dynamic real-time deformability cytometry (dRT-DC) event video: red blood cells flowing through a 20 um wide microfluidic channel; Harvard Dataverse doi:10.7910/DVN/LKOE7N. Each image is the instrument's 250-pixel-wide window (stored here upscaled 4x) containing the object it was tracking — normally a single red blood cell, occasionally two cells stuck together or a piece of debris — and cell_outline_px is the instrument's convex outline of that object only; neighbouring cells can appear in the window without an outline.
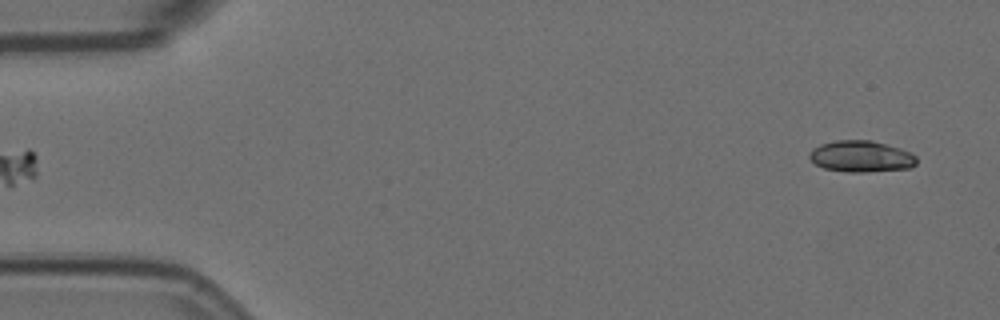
{"species": "Egyptian fruit bat (a non-hibernating species)", "species_latin": "Rousettus aegyptiacus", "temperature_condition": "room temperature", "stored_images_in_passage": 6, "segment_of_instrument_passage": [2, 2], "camera_frame_rate_fps": 3000, "um_per_image_px": 0.085, "animal": {"sex": "female"}, "frame": {"image": 1, "passage_image": 6, "time_ms": 1.667, "image_size_px": [1000, 320], "cell_outline_px": [[916, 164], [912, 168], [864, 172], [852, 172], [824, 168], [816, 164], [808, 156], [808, 152], [812, 148], [820, 144], [836, 140], [872, 140], [900, 148], [912, 152], [916, 156]], "centroid_in_image_um": [73.21, 13.28], "position_along_channel_um": 11.8, "area_um2": 19.71}}